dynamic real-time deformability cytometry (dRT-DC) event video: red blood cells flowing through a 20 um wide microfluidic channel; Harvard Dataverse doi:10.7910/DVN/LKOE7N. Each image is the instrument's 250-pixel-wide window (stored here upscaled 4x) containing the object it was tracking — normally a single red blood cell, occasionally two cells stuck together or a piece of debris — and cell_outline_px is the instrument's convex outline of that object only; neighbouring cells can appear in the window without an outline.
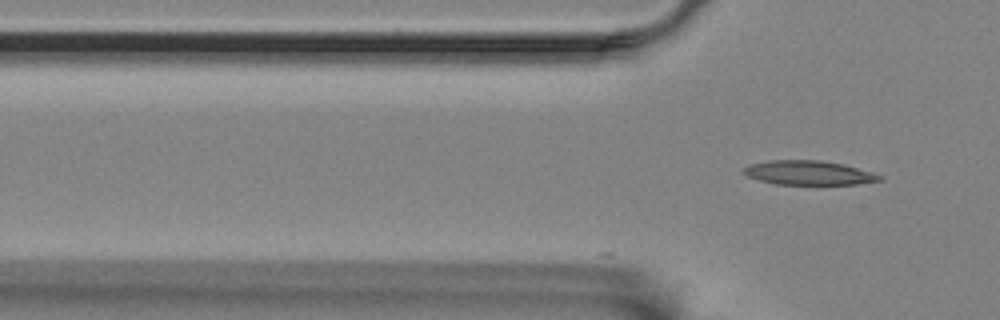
{"species": "Egyptian fruit bat (a non-hibernating species)", "species_latin": "Rousettus aegyptiacus", "temperature_condition": "room temperature", "stored_images_in_passage": 6, "camera_frame_rate_fps": 3000, "um_per_image_px": 0.085, "animal": {"sex": "female"}, "frame": {"image": 1, "passage_image": 6, "time_ms": 1.667, "image_size_px": [1000, 320], "cell_outline_px": [[884, 180], [856, 184], [776, 184], [760, 180], [748, 176], [740, 172], [748, 164], [768, 160], [820, 160], [844, 164], [872, 172], [880, 176]], "centroid_in_image_um": [68.7, 14.68], "position_along_channel_um": 57.1, "area_um2": 19.19}}